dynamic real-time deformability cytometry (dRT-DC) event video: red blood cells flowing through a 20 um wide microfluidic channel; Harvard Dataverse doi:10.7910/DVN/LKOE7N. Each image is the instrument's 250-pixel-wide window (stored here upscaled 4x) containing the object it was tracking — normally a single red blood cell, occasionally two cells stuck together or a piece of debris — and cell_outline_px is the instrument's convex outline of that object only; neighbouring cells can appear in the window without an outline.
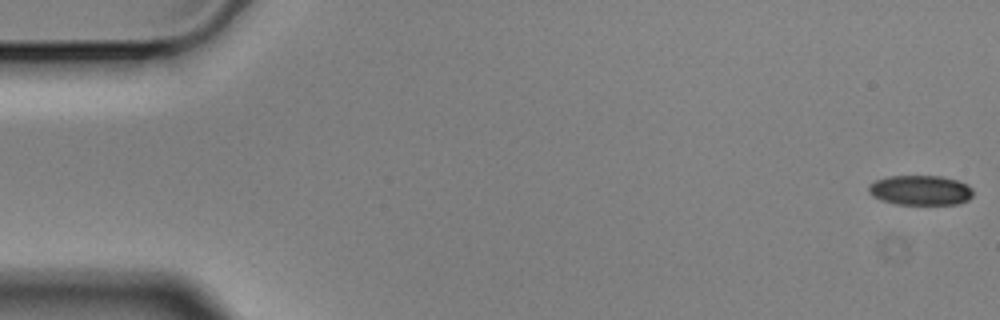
{"species": "Egyptian fruit bat (a non-hibernating species)", "species_latin": "Rousettus aegyptiacus", "temperature_condition": "cold", "stored_images_in_passage": 56, "camera_frame_rate_fps": 3000, "um_per_image_px": 0.085, "animal": {"sex": "male"}, "frame": {"image": 1, "passage_image": 1, "time_ms": 0.0, "image_size_px": [1000, 320], "cell_outline_px": [[972, 196], [968, 200], [956, 204], [896, 204], [880, 200], [872, 196], [868, 192], [868, 184], [876, 180], [888, 176], [940, 176], [956, 180], [968, 184], [972, 188]], "centroid_in_image_um": [78.21, 16.17], "position_along_channel_um": 6.8, "area_um2": 18.26}}
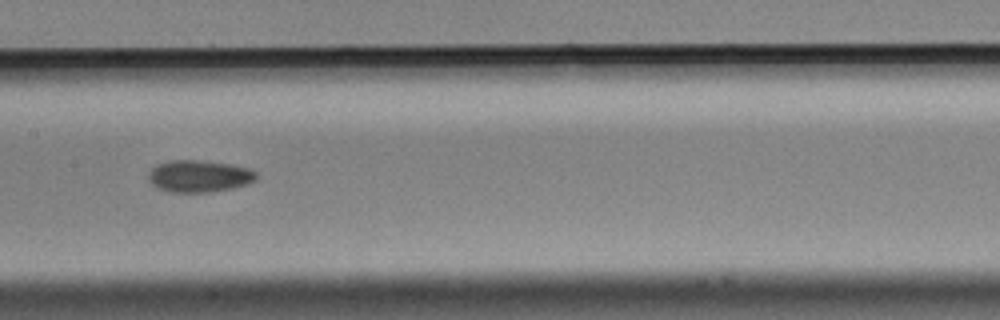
{"frame": {"image": 2, "passage_image": 28, "time_ms": 9.0, "image_size_px": [1000, 320], "cell_outline_px": [[256, 180], [248, 184], [232, 188], [208, 192], [168, 192], [156, 188], [148, 180], [148, 176], [152, 168], [156, 164], [168, 160], [200, 160], [232, 164], [248, 168], [256, 172]], "centroid_in_image_um": [16.9, 14.97], "position_along_channel_um": 190.5, "area_um2": 20.29}}
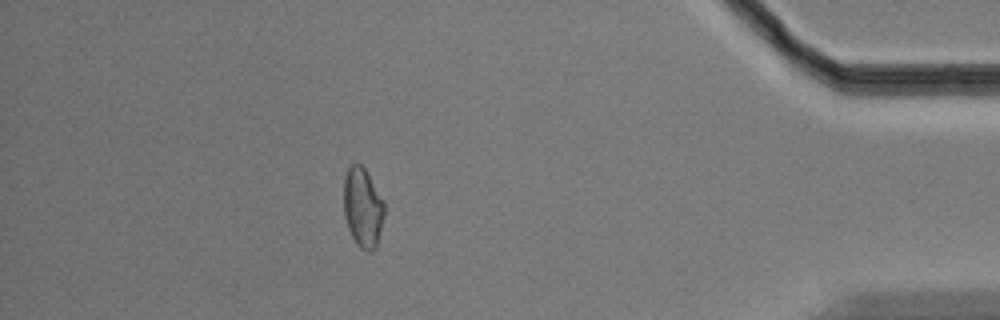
{"frame": {"image": 3, "passage_image": 50, "time_ms": 16.333, "image_size_px": [1000, 320], "cell_outline_px": [[384, 216], [376, 248], [372, 252], [368, 252], [360, 248], [356, 244], [348, 228], [344, 216], [344, 180], [348, 168], [352, 164], [360, 164], [364, 168], [384, 200]], "centroid_in_image_um": [30.84, 17.68], "position_along_channel_um": 404.4, "area_um2": 18.84}, "authors_computed_cell_mechanics": {"area_um2": 19.3919, "velocity_mm_per_s": 3.5572, "shape_relaxation_time_tau1_ms": 7.9974, "shape_relaxation_time_tau2_ms": 9.7197, "deformation_change_tau1": 0.1192, "deformation_change_tau2": 0.1461}}